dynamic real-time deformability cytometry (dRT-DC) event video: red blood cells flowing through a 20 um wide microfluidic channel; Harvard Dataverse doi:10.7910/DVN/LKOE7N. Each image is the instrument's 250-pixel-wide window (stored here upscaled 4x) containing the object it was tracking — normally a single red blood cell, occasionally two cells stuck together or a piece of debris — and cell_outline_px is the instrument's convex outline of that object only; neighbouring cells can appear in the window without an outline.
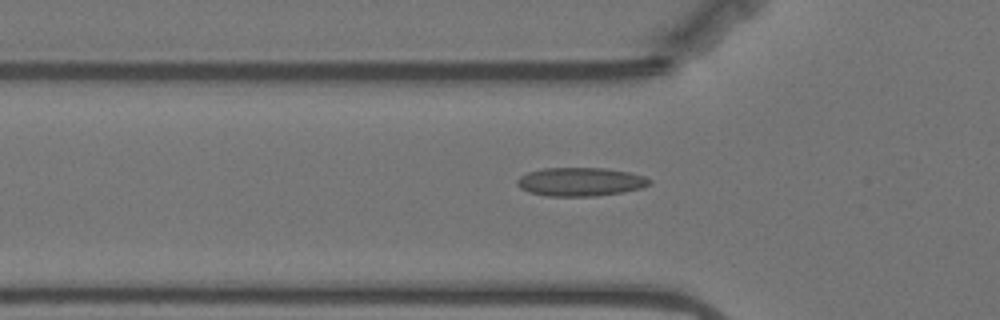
{"species": "Egyptian fruit bat (a non-hibernating species)", "species_latin": "Rousettus aegyptiacus", "temperature_condition": "warm", "stored_images_in_passage": 50, "camera_frame_rate_fps": 3000, "um_per_image_px": 0.085, "animal": {"sex": "female"}, "frame": {"image": 1, "passage_image": 14, "time_ms": 4.333, "image_size_px": [1000, 320], "cell_outline_px": [[652, 184], [640, 188], [624, 192], [596, 196], [548, 196], [528, 192], [520, 188], [516, 184], [516, 180], [520, 176], [528, 172], [544, 168], [604, 168], [628, 172], [644, 176], [652, 180]], "centroid_in_image_um": [49.33, 15.45], "position_along_channel_um": 76.5, "area_um2": 22.14}}
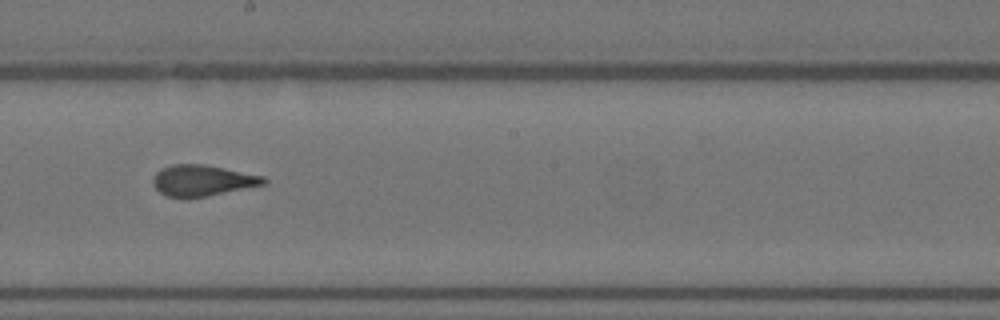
{"frame": {"image": 2, "passage_image": 27, "time_ms": 8.667, "image_size_px": [1000, 320], "cell_outline_px": [[268, 180], [264, 184], [208, 196], [188, 200], [164, 196], [152, 184], [152, 180], [156, 172], [172, 164], [200, 164], [264, 176]], "centroid_in_image_um": [17.15, 15.38], "position_along_channel_um": 231.1, "area_um2": 20.11}}
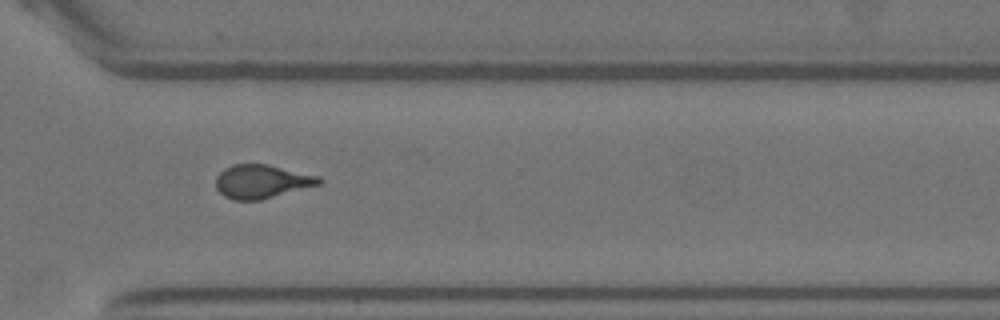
{"frame": {"image": 3, "passage_image": 37, "time_ms": 12.0, "image_size_px": [1000, 320], "cell_outline_px": [[324, 180], [320, 184], [260, 200], [232, 200], [224, 196], [216, 188], [216, 176], [224, 168], [232, 164], [268, 164], [320, 176]], "centroid_in_image_um": [22.24, 15.42], "position_along_channel_um": 348.4, "area_um2": 20.29}}